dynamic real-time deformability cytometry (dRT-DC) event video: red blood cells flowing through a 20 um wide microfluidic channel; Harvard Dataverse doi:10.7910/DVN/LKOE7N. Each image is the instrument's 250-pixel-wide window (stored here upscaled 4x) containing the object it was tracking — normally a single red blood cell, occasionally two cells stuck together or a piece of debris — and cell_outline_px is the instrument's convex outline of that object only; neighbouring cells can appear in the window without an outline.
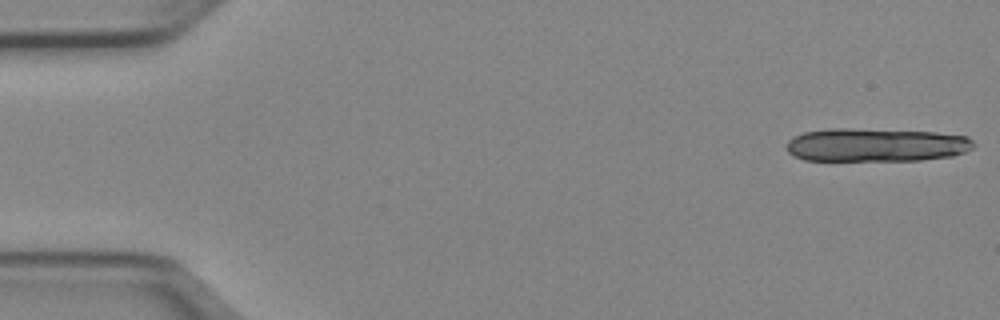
{"species": "Egyptian fruit bat (a non-hibernating species)", "species_latin": "Rousettus aegyptiacus", "temperature_condition": "cold", "stored_images_in_passage": 13, "camera_frame_rate_fps": 3000, "um_per_image_px": 0.085, "animal": {"sex": "female"}, "frame": {"image": 1, "passage_image": 1, "time_ms": 0.0, "image_size_px": [1000, 320], "cell_outline_px": [[976, 144], [972, 148], [964, 152], [952, 156], [920, 160], [804, 160], [792, 156], [784, 148], [788, 140], [792, 136], [804, 132], [828, 128], [848, 128], [936, 132], [968, 136]], "centroid_in_image_um": [74.42, 12.31], "position_along_channel_um": 10.6, "area_um2": 36.82}}